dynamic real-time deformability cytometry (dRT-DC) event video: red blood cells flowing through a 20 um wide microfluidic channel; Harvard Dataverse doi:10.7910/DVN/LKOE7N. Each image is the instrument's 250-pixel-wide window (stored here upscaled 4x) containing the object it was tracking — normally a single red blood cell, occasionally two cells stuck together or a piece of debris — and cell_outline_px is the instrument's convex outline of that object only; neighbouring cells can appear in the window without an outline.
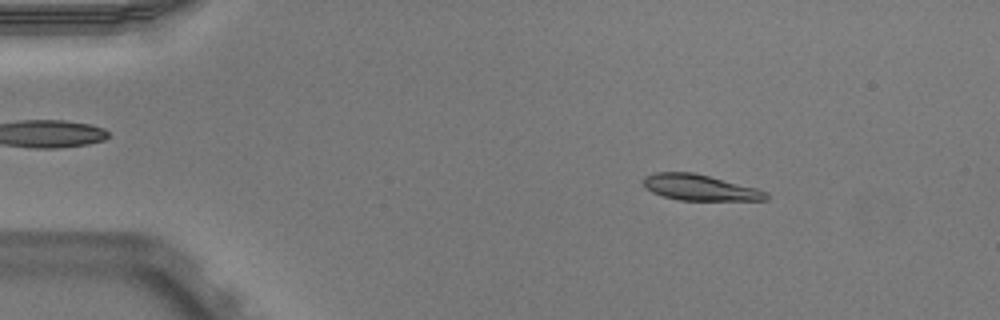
{"species": "Egyptian fruit bat (a non-hibernating species)", "species_latin": "Rousettus aegyptiacus", "temperature_condition": "warm", "stored_images_in_passage": 50, "camera_frame_rate_fps": 3000, "um_per_image_px": 0.085, "animal": {"sex": "male"}, "frame": {"image": 1, "passage_image": 7, "time_ms": 2.0, "image_size_px": [1000, 320], "cell_outline_px": [[768, 200], [680, 200], [664, 196], [652, 192], [644, 188], [644, 176], [656, 172], [692, 172], [756, 188], [768, 192]], "centroid_in_image_um": [59.47, 15.94], "position_along_channel_um": 25.5, "area_um2": 18.32}}
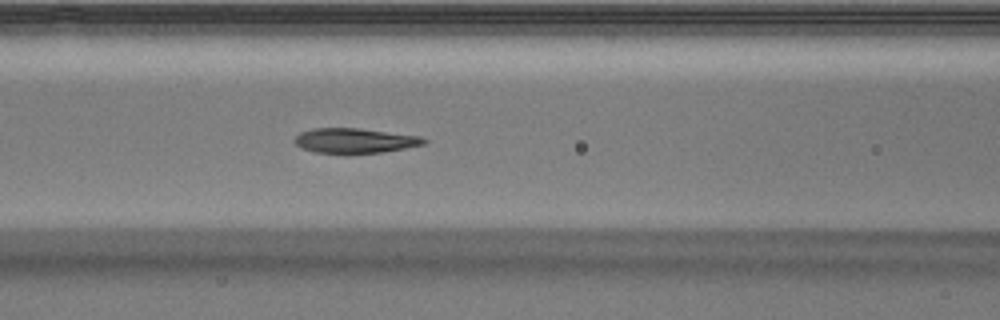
{"frame": {"image": 2, "passage_image": 21, "time_ms": 6.667, "image_size_px": [1000, 320], "cell_outline_px": [[428, 140], [424, 144], [404, 148], [380, 152], [348, 156], [316, 152], [300, 148], [292, 140], [300, 132], [312, 128], [360, 128], [420, 136]], "centroid_in_image_um": [30.1, 11.98], "position_along_channel_um": 136.5, "area_um2": 19.36}}
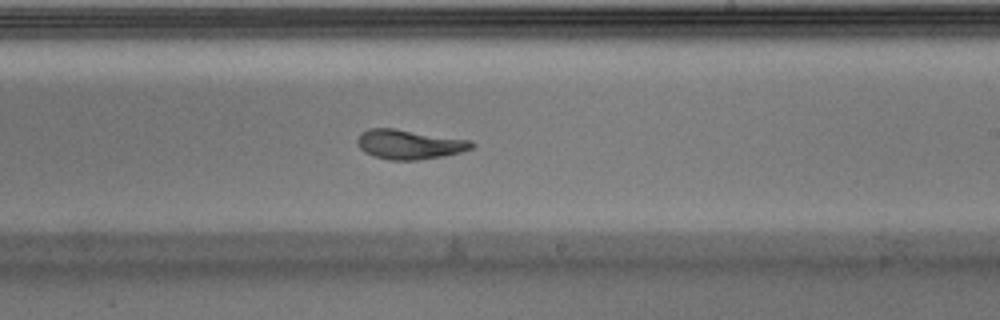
{"frame": {"image": 3, "passage_image": 30, "time_ms": 9.667, "image_size_px": [1000, 320], "cell_outline_px": [[476, 144], [472, 148], [460, 152], [440, 156], [416, 160], [388, 160], [372, 156], [364, 152], [356, 144], [356, 140], [360, 132], [368, 128], [392, 128], [468, 140]], "centroid_in_image_um": [34.7, 12.27], "position_along_channel_um": 254.3, "area_um2": 19.54}, "authors_computed_cell_mechanics": {"area_um2": 19.5364, "velocity_mm_per_s": 3.9303, "shape_relaxation_time_tau1_ms": 5.3969, "shape_relaxation_time_tau2_ms": 1.483, "deformation_change_tau1": 0.2077, "deformation_change_tau2": 0.0562}}